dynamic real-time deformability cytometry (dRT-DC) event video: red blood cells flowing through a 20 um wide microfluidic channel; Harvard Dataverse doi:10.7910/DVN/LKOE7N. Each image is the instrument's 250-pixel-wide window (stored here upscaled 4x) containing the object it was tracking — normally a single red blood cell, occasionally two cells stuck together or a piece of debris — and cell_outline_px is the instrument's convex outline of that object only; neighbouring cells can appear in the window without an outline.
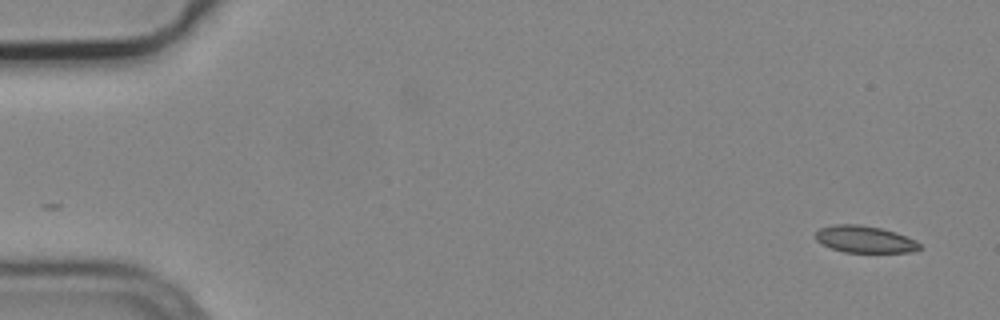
{"species": "common noctule bat (a hibernating species)", "species_latin": "Nyctalus noctula", "temperature_condition": "cold", "stored_images_in_passage": 2, "camera_frame_rate_fps": 3000, "um_per_image_px": 0.085, "animal": {"sex": "male", "body_mass_g": 19.2, "forearm_length_mm": 51.8}, "frame": {"image": 1, "passage_image": 2, "time_ms": 0.333, "image_size_px": [1000, 320], "cell_outline_px": [[924, 248], [912, 252], [844, 252], [832, 248], [816, 240], [816, 232], [820, 228], [832, 224], [856, 224], [880, 228], [896, 232], [916, 240]], "centroid_in_image_um": [73.54, 20.34], "position_along_channel_um": 11.5, "area_um2": 16.3}}